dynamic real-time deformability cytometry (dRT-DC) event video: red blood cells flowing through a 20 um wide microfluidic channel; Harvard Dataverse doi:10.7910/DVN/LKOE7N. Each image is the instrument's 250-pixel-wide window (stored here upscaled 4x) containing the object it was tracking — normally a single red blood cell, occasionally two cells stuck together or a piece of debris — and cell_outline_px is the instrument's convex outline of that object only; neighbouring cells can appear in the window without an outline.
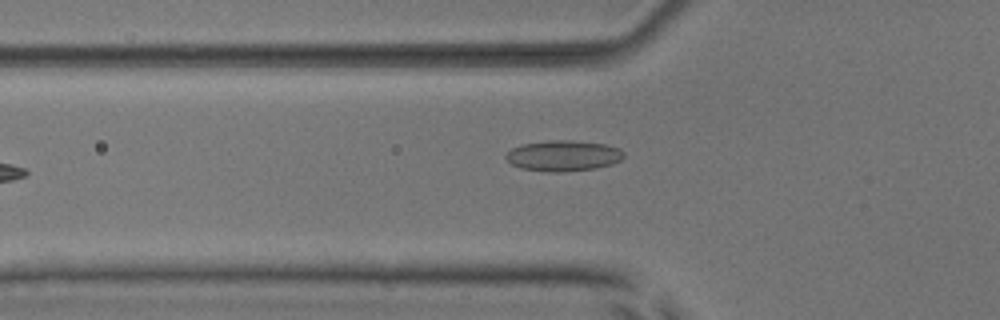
{"species": "common noctule bat (a hibernating species)", "species_latin": "Nyctalus noctula", "temperature_condition": "room temperature", "stored_images_in_passage": 7, "camera_frame_rate_fps": 3000, "um_per_image_px": 0.085, "animal": {"sex": "male", "body_mass_g": 17.9, "forearm_length_mm": 54.2}, "frame": {"image": 1, "passage_image": 6, "time_ms": 6.667, "image_size_px": [1000, 320], "cell_outline_px": [[624, 156], [620, 160], [612, 164], [596, 168], [564, 172], [548, 172], [520, 168], [512, 164], [504, 156], [512, 148], [520, 144], [548, 140], [572, 140], [604, 144], [620, 148], [624, 152]], "centroid_in_image_um": [47.88, 13.23], "position_along_channel_um": 77.9, "area_um2": 21.27}}
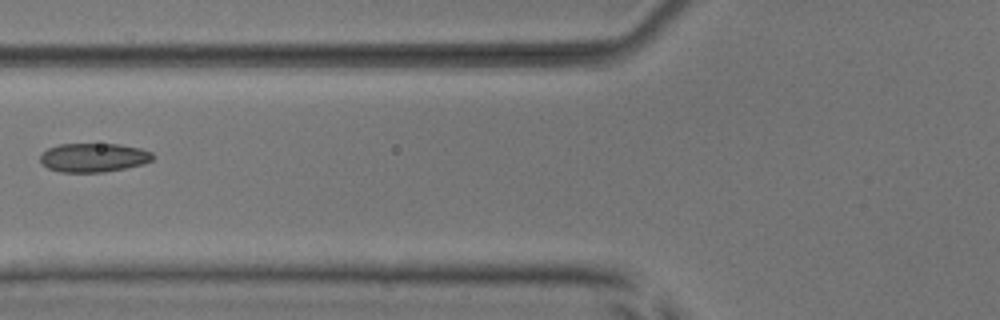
{"frame": {"image": 2, "passage_image": 7, "time_ms": 7.667, "image_size_px": [1000, 320], "cell_outline_px": [[156, 156], [152, 160], [144, 164], [104, 172], [60, 172], [48, 168], [40, 160], [40, 152], [48, 148], [60, 144], [120, 144], [140, 148], [152, 152]], "centroid_in_image_um": [7.97, 13.39], "position_along_channel_um": 117.8, "area_um2": 19.07}}